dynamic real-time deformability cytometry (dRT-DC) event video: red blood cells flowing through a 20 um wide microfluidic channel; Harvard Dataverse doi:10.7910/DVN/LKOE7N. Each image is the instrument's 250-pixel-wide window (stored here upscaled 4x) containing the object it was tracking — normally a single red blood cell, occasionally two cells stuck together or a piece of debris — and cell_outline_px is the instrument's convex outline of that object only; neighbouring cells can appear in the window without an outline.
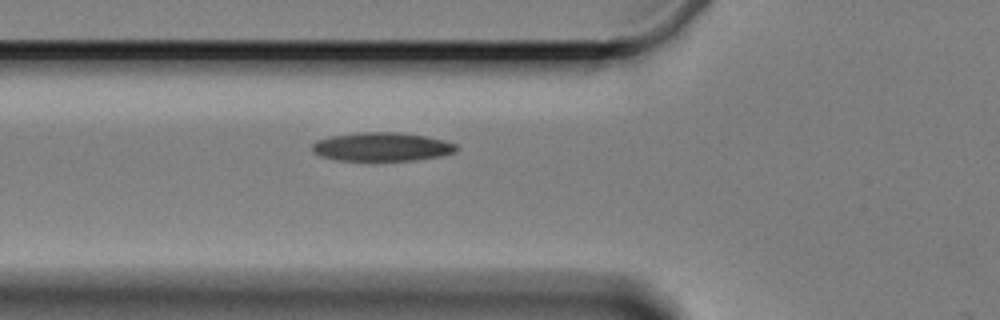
{"species": "Egyptian fruit bat (a non-hibernating species)", "species_latin": "Rousettus aegyptiacus", "temperature_condition": "cold", "stored_images_in_passage": 2, "camera_frame_rate_fps": 3000, "um_per_image_px": 0.085, "animal": {"sex": "female"}, "frame": {"image": 1, "passage_image": 2, "time_ms": 1.0, "image_size_px": [1000, 320], "cell_outline_px": [[460, 148], [456, 152], [440, 156], [412, 160], [336, 160], [320, 156], [312, 152], [312, 144], [316, 140], [328, 136], [360, 132], [400, 132], [424, 136], [444, 140], [456, 144]], "centroid_in_image_um": [32.44, 12.47], "position_along_channel_um": 93.4, "area_um2": 24.22}}